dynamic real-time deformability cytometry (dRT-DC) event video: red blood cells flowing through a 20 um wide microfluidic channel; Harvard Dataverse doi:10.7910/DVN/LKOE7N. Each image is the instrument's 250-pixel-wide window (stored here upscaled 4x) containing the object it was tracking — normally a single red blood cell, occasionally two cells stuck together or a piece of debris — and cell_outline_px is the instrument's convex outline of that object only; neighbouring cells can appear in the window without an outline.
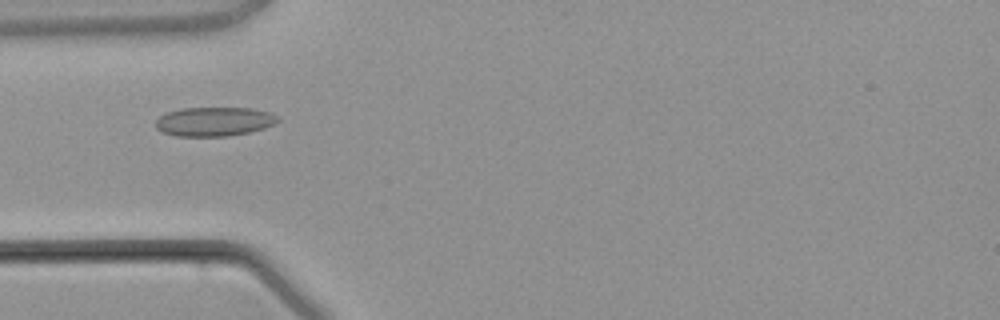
{"species": "common noctule bat (a hibernating species)", "species_latin": "Nyctalus noctula", "temperature_condition": "warm", "stored_images_in_passage": 4, "camera_frame_rate_fps": 3000, "um_per_image_px": 0.085, "animal": {"sex": "male", "body_mass_g": 21.5, "forearm_length_mm": 52.0}, "frame": {"image": 1, "passage_image": 3, "time_ms": 2.667, "image_size_px": [1000, 320], "cell_outline_px": [[280, 120], [264, 128], [248, 132], [228, 136], [176, 136], [164, 132], [156, 128], [156, 120], [160, 116], [168, 112], [180, 108], [252, 108], [268, 112], [280, 116]], "centroid_in_image_um": [18.21, 10.33], "position_along_channel_um": 66.8, "area_um2": 20.63}}
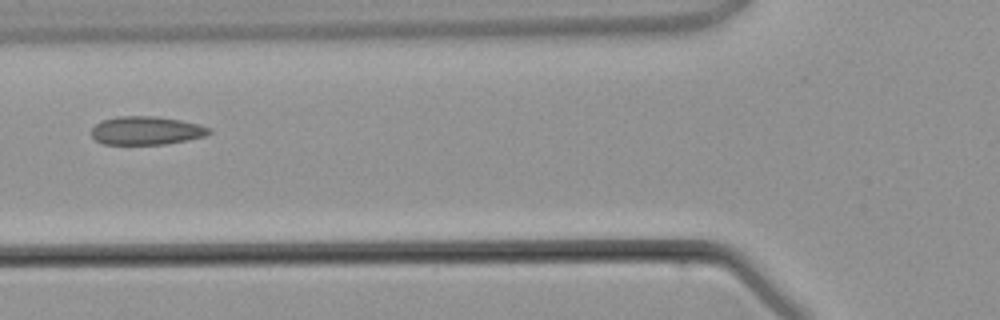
{"frame": {"image": 2, "passage_image": 4, "time_ms": 3.667, "image_size_px": [1000, 320], "cell_outline_px": [[212, 132], [204, 136], [188, 140], [164, 144], [104, 144], [96, 140], [92, 136], [92, 128], [96, 124], [104, 120], [116, 116], [156, 116], [180, 120], [200, 124], [212, 128]], "centroid_in_image_um": [12.47, 11.09], "position_along_channel_um": 113.3, "area_um2": 19.48}}